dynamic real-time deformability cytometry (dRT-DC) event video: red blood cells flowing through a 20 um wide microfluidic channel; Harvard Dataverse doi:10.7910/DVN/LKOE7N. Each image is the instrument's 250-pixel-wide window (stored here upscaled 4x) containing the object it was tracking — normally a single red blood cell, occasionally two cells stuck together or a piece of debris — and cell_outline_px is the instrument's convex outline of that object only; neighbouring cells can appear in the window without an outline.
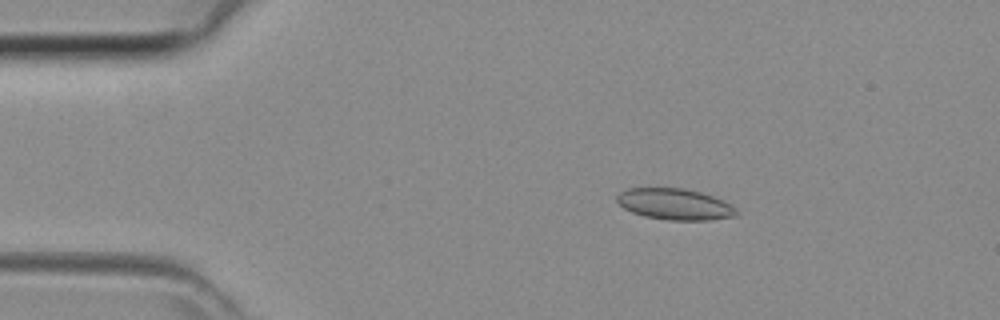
{"species": "common noctule bat (a hibernating species)", "species_latin": "Nyctalus noctula", "temperature_condition": "room temperature", "stored_images_in_passage": 8, "camera_frame_rate_fps": 3000, "um_per_image_px": 0.085, "animal": {"sex": "female", "body_mass_g": 29.2, "forearm_length_mm": 56.3}, "frame": {"image": 1, "passage_image": 2, "time_ms": 0.333, "image_size_px": [1000, 320], "cell_outline_px": [[740, 212], [736, 216], [708, 220], [668, 220], [644, 216], [632, 212], [624, 208], [616, 200], [616, 196], [620, 192], [628, 188], [684, 188], [700, 192], [724, 200], [736, 208]], "centroid_in_image_um": [57.38, 17.36], "position_along_channel_um": 27.6, "area_um2": 21.79}}